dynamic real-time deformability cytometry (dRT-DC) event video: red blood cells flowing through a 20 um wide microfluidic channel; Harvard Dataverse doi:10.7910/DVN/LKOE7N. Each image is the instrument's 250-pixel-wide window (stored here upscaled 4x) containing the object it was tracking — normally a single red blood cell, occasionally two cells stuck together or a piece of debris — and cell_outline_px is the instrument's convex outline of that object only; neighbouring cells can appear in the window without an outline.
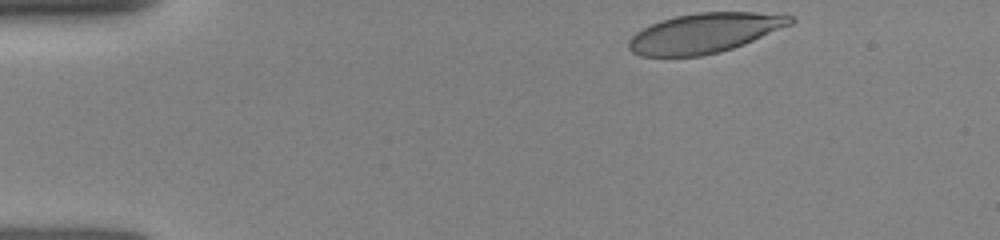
{"species": "human", "species_latin": "Homo sapiens", "temperature_condition": "room temperature", "stored_images_in_passage": 5, "camera_frame_rate_fps": 3000, "um_per_image_px": 0.085, "donor": {"sex": "female"}, "frame": {"image": 1, "passage_image": 1, "time_ms": 0.0, "image_size_px": [1000, 240], "cell_outline_px": [[796, 20], [792, 24], [744, 44], [720, 52], [700, 56], [640, 56], [632, 52], [628, 48], [628, 40], [636, 32], [660, 20], [676, 16], [696, 12], [756, 12], [796, 16]], "centroid_in_image_um": [59.9, 2.8], "position_along_channel_um": 25.1, "area_um2": 37.45}}
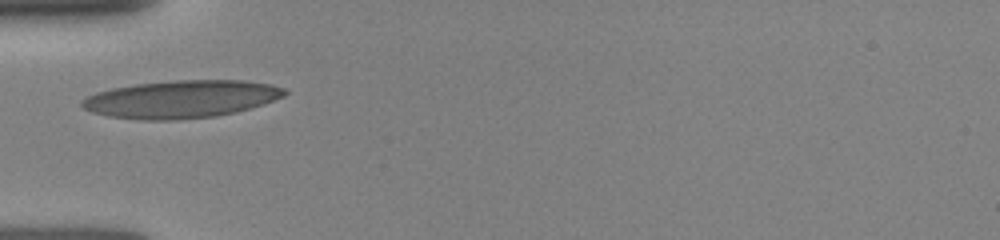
{"frame": {"image": 2, "passage_image": 4, "time_ms": 3.0, "image_size_px": [1000, 240], "cell_outline_px": [[288, 92], [284, 96], [264, 104], [236, 112], [216, 116], [176, 120], [144, 120], [108, 116], [92, 112], [84, 108], [80, 104], [80, 100], [96, 92], [112, 88], [136, 84], [176, 80], [244, 80], [272, 84], [284, 88]], "centroid_in_image_um": [15.42, 8.42], "position_along_channel_um": 69.6, "area_um2": 44.56}}